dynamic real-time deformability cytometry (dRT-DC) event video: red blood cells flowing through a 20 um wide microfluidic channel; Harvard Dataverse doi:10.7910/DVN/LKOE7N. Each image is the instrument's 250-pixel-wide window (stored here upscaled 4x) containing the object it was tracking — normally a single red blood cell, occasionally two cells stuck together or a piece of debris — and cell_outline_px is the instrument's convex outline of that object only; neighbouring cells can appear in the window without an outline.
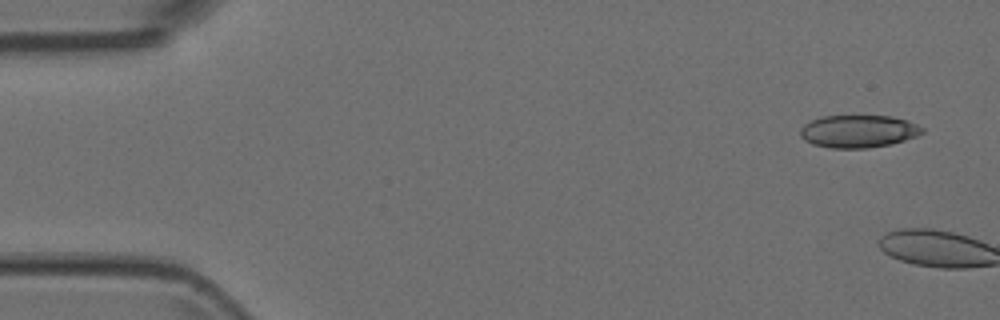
{"species": "Egyptian fruit bat (a non-hibernating species)", "species_latin": "Rousettus aegyptiacus", "temperature_condition": "room temperature", "stored_images_in_passage": 8, "camera_frame_rate_fps": 3000, "um_per_image_px": 0.085, "animal": {"sex": "female"}, "frame": {"image": 1, "passage_image": 1, "time_ms": 0.0, "image_size_px": [1000, 320], "cell_outline_px": [[924, 132], [916, 136], [892, 144], [868, 148], [832, 148], [812, 144], [804, 140], [800, 136], [800, 128], [804, 124], [820, 116], [892, 116], [916, 124], [924, 128]], "centroid_in_image_um": [72.94, 11.16], "position_along_channel_um": 12.1, "area_um2": 23.18}}
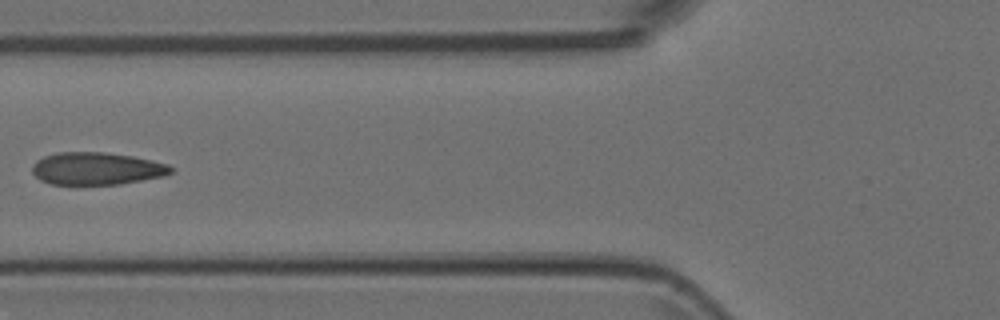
{"frame": {"image": 2, "passage_image": 7, "time_ms": 2.0, "image_size_px": [1000, 320], "cell_outline_px": [[176, 168], [172, 172], [164, 176], [120, 184], [52, 184], [40, 180], [32, 172], [32, 164], [36, 160], [44, 156], [56, 152], [104, 152], [132, 156], [152, 160], [168, 164]], "centroid_in_image_um": [8.23, 14.32], "position_along_channel_um": 117.6, "area_um2": 26.36}}
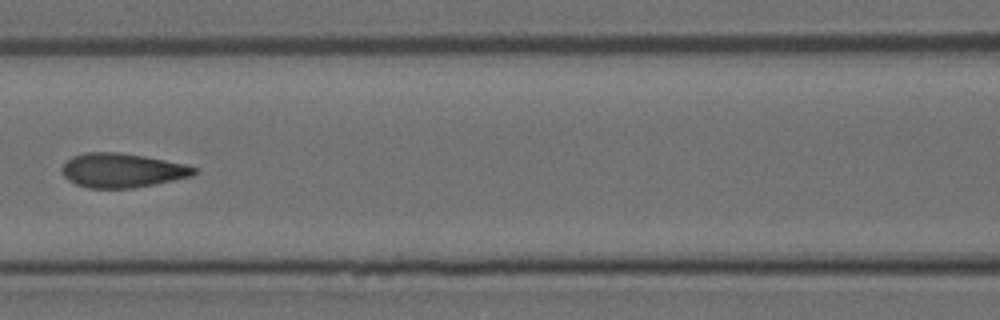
{"frame": {"image": 3, "passage_image": 8, "time_ms": 2.333, "image_size_px": [1000, 320], "cell_outline_px": [[200, 172], [192, 176], [156, 184], [132, 188], [88, 188], [76, 184], [68, 180], [64, 176], [64, 164], [72, 156], [84, 152], [116, 152], [144, 156], [184, 164], [196, 168]], "centroid_in_image_um": [10.41, 14.48], "position_along_channel_um": 156.2, "area_um2": 26.24}}